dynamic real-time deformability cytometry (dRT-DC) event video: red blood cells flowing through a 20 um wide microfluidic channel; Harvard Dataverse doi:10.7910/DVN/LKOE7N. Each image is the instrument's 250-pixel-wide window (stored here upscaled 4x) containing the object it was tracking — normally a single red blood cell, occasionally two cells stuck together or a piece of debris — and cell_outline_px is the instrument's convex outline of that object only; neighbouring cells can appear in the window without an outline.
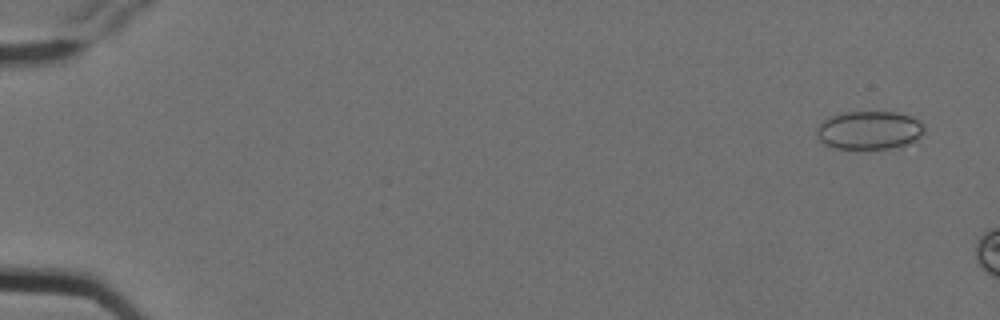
{"species": "Egyptian fruit bat (a non-hibernating species)", "species_latin": "Rousettus aegyptiacus", "temperature_condition": "cold", "stored_images_in_passage": 2, "camera_frame_rate_fps": 3000, "um_per_image_px": 0.085, "animal": {"sex": "female"}, "frame": {"image": 1, "passage_image": 1, "time_ms": 0.0, "image_size_px": [1000, 320], "cell_outline_px": [[924, 132], [916, 140], [892, 148], [832, 148], [824, 144], [816, 136], [816, 128], [820, 120], [844, 112], [896, 112], [912, 116], [920, 120], [924, 128]], "centroid_in_image_um": [73.85, 11.05], "position_along_channel_um": 11.1, "area_um2": 24.16}}